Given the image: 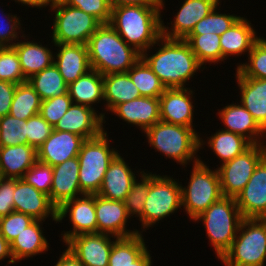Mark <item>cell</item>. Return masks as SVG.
<instances>
[{
	"label": "cell",
	"instance_id": "56",
	"mask_svg": "<svg viewBox=\"0 0 266 266\" xmlns=\"http://www.w3.org/2000/svg\"><path fill=\"white\" fill-rule=\"evenodd\" d=\"M151 255L147 249L137 260L133 262V266H152L153 260H151Z\"/></svg>",
	"mask_w": 266,
	"mask_h": 266
},
{
	"label": "cell",
	"instance_id": "8",
	"mask_svg": "<svg viewBox=\"0 0 266 266\" xmlns=\"http://www.w3.org/2000/svg\"><path fill=\"white\" fill-rule=\"evenodd\" d=\"M55 12L52 17L53 44L87 45L91 35L102 25L94 16L65 4L62 0H54L49 7Z\"/></svg>",
	"mask_w": 266,
	"mask_h": 266
},
{
	"label": "cell",
	"instance_id": "29",
	"mask_svg": "<svg viewBox=\"0 0 266 266\" xmlns=\"http://www.w3.org/2000/svg\"><path fill=\"white\" fill-rule=\"evenodd\" d=\"M30 38L18 40L12 47L16 50L22 72L26 80L49 67L54 62L53 51L48 45H42L40 41H28Z\"/></svg>",
	"mask_w": 266,
	"mask_h": 266
},
{
	"label": "cell",
	"instance_id": "6",
	"mask_svg": "<svg viewBox=\"0 0 266 266\" xmlns=\"http://www.w3.org/2000/svg\"><path fill=\"white\" fill-rule=\"evenodd\" d=\"M220 261L224 266H265L266 219L244 218Z\"/></svg>",
	"mask_w": 266,
	"mask_h": 266
},
{
	"label": "cell",
	"instance_id": "25",
	"mask_svg": "<svg viewBox=\"0 0 266 266\" xmlns=\"http://www.w3.org/2000/svg\"><path fill=\"white\" fill-rule=\"evenodd\" d=\"M54 64L64 81L69 85L91 70L88 47L81 44H54Z\"/></svg>",
	"mask_w": 266,
	"mask_h": 266
},
{
	"label": "cell",
	"instance_id": "11",
	"mask_svg": "<svg viewBox=\"0 0 266 266\" xmlns=\"http://www.w3.org/2000/svg\"><path fill=\"white\" fill-rule=\"evenodd\" d=\"M265 156L266 144H252L240 155L218 166L216 169L223 196L236 198Z\"/></svg>",
	"mask_w": 266,
	"mask_h": 266
},
{
	"label": "cell",
	"instance_id": "47",
	"mask_svg": "<svg viewBox=\"0 0 266 266\" xmlns=\"http://www.w3.org/2000/svg\"><path fill=\"white\" fill-rule=\"evenodd\" d=\"M0 12L3 14L0 18V47H12L19 40V37H23V39L26 37L25 31L21 28V20L17 17V14H5L3 10H0Z\"/></svg>",
	"mask_w": 266,
	"mask_h": 266
},
{
	"label": "cell",
	"instance_id": "27",
	"mask_svg": "<svg viewBox=\"0 0 266 266\" xmlns=\"http://www.w3.org/2000/svg\"><path fill=\"white\" fill-rule=\"evenodd\" d=\"M235 76L241 94L240 103L266 132V79L242 77L237 71Z\"/></svg>",
	"mask_w": 266,
	"mask_h": 266
},
{
	"label": "cell",
	"instance_id": "22",
	"mask_svg": "<svg viewBox=\"0 0 266 266\" xmlns=\"http://www.w3.org/2000/svg\"><path fill=\"white\" fill-rule=\"evenodd\" d=\"M80 164L78 157L53 166L50 201L59 208L65 201L84 195L79 185Z\"/></svg>",
	"mask_w": 266,
	"mask_h": 266
},
{
	"label": "cell",
	"instance_id": "30",
	"mask_svg": "<svg viewBox=\"0 0 266 266\" xmlns=\"http://www.w3.org/2000/svg\"><path fill=\"white\" fill-rule=\"evenodd\" d=\"M43 220H35L10 243V251L15 264L20 260L46 253L48 240L43 232ZM43 229V230H42Z\"/></svg>",
	"mask_w": 266,
	"mask_h": 266
},
{
	"label": "cell",
	"instance_id": "13",
	"mask_svg": "<svg viewBox=\"0 0 266 266\" xmlns=\"http://www.w3.org/2000/svg\"><path fill=\"white\" fill-rule=\"evenodd\" d=\"M113 238L116 237L102 233L80 234L64 245L85 266H108Z\"/></svg>",
	"mask_w": 266,
	"mask_h": 266
},
{
	"label": "cell",
	"instance_id": "26",
	"mask_svg": "<svg viewBox=\"0 0 266 266\" xmlns=\"http://www.w3.org/2000/svg\"><path fill=\"white\" fill-rule=\"evenodd\" d=\"M253 24L246 17H240L228 30L220 35L222 61L229 56H242L252 50L253 45L261 38L257 36Z\"/></svg>",
	"mask_w": 266,
	"mask_h": 266
},
{
	"label": "cell",
	"instance_id": "43",
	"mask_svg": "<svg viewBox=\"0 0 266 266\" xmlns=\"http://www.w3.org/2000/svg\"><path fill=\"white\" fill-rule=\"evenodd\" d=\"M0 80L21 84L27 82L13 47H0Z\"/></svg>",
	"mask_w": 266,
	"mask_h": 266
},
{
	"label": "cell",
	"instance_id": "18",
	"mask_svg": "<svg viewBox=\"0 0 266 266\" xmlns=\"http://www.w3.org/2000/svg\"><path fill=\"white\" fill-rule=\"evenodd\" d=\"M14 210L45 221L51 217L57 223V207L47 194L37 190L24 179H15Z\"/></svg>",
	"mask_w": 266,
	"mask_h": 266
},
{
	"label": "cell",
	"instance_id": "2",
	"mask_svg": "<svg viewBox=\"0 0 266 266\" xmlns=\"http://www.w3.org/2000/svg\"><path fill=\"white\" fill-rule=\"evenodd\" d=\"M162 6H119L112 9L109 24L141 54L161 37Z\"/></svg>",
	"mask_w": 266,
	"mask_h": 266
},
{
	"label": "cell",
	"instance_id": "37",
	"mask_svg": "<svg viewBox=\"0 0 266 266\" xmlns=\"http://www.w3.org/2000/svg\"><path fill=\"white\" fill-rule=\"evenodd\" d=\"M184 40L188 43L202 66H206V63L211 66L212 63L218 64L222 62L220 35L216 33L187 35Z\"/></svg>",
	"mask_w": 266,
	"mask_h": 266
},
{
	"label": "cell",
	"instance_id": "34",
	"mask_svg": "<svg viewBox=\"0 0 266 266\" xmlns=\"http://www.w3.org/2000/svg\"><path fill=\"white\" fill-rule=\"evenodd\" d=\"M147 249L142 233L115 238L109 255L108 266H133V262Z\"/></svg>",
	"mask_w": 266,
	"mask_h": 266
},
{
	"label": "cell",
	"instance_id": "10",
	"mask_svg": "<svg viewBox=\"0 0 266 266\" xmlns=\"http://www.w3.org/2000/svg\"><path fill=\"white\" fill-rule=\"evenodd\" d=\"M157 173L150 179V187L144 204L140 233L174 214L182 207V190L179 181Z\"/></svg>",
	"mask_w": 266,
	"mask_h": 266
},
{
	"label": "cell",
	"instance_id": "45",
	"mask_svg": "<svg viewBox=\"0 0 266 266\" xmlns=\"http://www.w3.org/2000/svg\"><path fill=\"white\" fill-rule=\"evenodd\" d=\"M34 221L35 219L30 215L13 211L0 218V235L11 243L17 235Z\"/></svg>",
	"mask_w": 266,
	"mask_h": 266
},
{
	"label": "cell",
	"instance_id": "20",
	"mask_svg": "<svg viewBox=\"0 0 266 266\" xmlns=\"http://www.w3.org/2000/svg\"><path fill=\"white\" fill-rule=\"evenodd\" d=\"M86 139L67 132L53 130L50 136L37 149V161L52 167L77 157Z\"/></svg>",
	"mask_w": 266,
	"mask_h": 266
},
{
	"label": "cell",
	"instance_id": "19",
	"mask_svg": "<svg viewBox=\"0 0 266 266\" xmlns=\"http://www.w3.org/2000/svg\"><path fill=\"white\" fill-rule=\"evenodd\" d=\"M95 213L97 233L108 234L116 238L140 233L139 229L128 230L126 228L130 217L123 201L108 200L95 194Z\"/></svg>",
	"mask_w": 266,
	"mask_h": 266
},
{
	"label": "cell",
	"instance_id": "53",
	"mask_svg": "<svg viewBox=\"0 0 266 266\" xmlns=\"http://www.w3.org/2000/svg\"><path fill=\"white\" fill-rule=\"evenodd\" d=\"M64 250L54 266H85L67 248Z\"/></svg>",
	"mask_w": 266,
	"mask_h": 266
},
{
	"label": "cell",
	"instance_id": "39",
	"mask_svg": "<svg viewBox=\"0 0 266 266\" xmlns=\"http://www.w3.org/2000/svg\"><path fill=\"white\" fill-rule=\"evenodd\" d=\"M138 172H140L138 176L140 177V181H138V179L133 181L131 190L123 202L129 217H138V220H140L143 217L144 204L149 193L150 179L155 173L152 174L151 172L149 173V171L147 173V171L145 172L144 170L137 171V173Z\"/></svg>",
	"mask_w": 266,
	"mask_h": 266
},
{
	"label": "cell",
	"instance_id": "46",
	"mask_svg": "<svg viewBox=\"0 0 266 266\" xmlns=\"http://www.w3.org/2000/svg\"><path fill=\"white\" fill-rule=\"evenodd\" d=\"M22 179L49 196L53 180V167L37 161Z\"/></svg>",
	"mask_w": 266,
	"mask_h": 266
},
{
	"label": "cell",
	"instance_id": "15",
	"mask_svg": "<svg viewBox=\"0 0 266 266\" xmlns=\"http://www.w3.org/2000/svg\"><path fill=\"white\" fill-rule=\"evenodd\" d=\"M220 0H184L177 10L171 27L161 20V36L169 39H184L202 18L206 17Z\"/></svg>",
	"mask_w": 266,
	"mask_h": 266
},
{
	"label": "cell",
	"instance_id": "40",
	"mask_svg": "<svg viewBox=\"0 0 266 266\" xmlns=\"http://www.w3.org/2000/svg\"><path fill=\"white\" fill-rule=\"evenodd\" d=\"M248 62L238 63L236 71L242 77L266 79V39L261 37L247 55Z\"/></svg>",
	"mask_w": 266,
	"mask_h": 266
},
{
	"label": "cell",
	"instance_id": "32",
	"mask_svg": "<svg viewBox=\"0 0 266 266\" xmlns=\"http://www.w3.org/2000/svg\"><path fill=\"white\" fill-rule=\"evenodd\" d=\"M104 104L107 111L116 105L141 97L128 73L103 75Z\"/></svg>",
	"mask_w": 266,
	"mask_h": 266
},
{
	"label": "cell",
	"instance_id": "48",
	"mask_svg": "<svg viewBox=\"0 0 266 266\" xmlns=\"http://www.w3.org/2000/svg\"><path fill=\"white\" fill-rule=\"evenodd\" d=\"M65 4L78 8L94 16L101 24H109L112 9L108 0H62Z\"/></svg>",
	"mask_w": 266,
	"mask_h": 266
},
{
	"label": "cell",
	"instance_id": "38",
	"mask_svg": "<svg viewBox=\"0 0 266 266\" xmlns=\"http://www.w3.org/2000/svg\"><path fill=\"white\" fill-rule=\"evenodd\" d=\"M41 98L28 82L17 84L9 115L27 120L40 112Z\"/></svg>",
	"mask_w": 266,
	"mask_h": 266
},
{
	"label": "cell",
	"instance_id": "55",
	"mask_svg": "<svg viewBox=\"0 0 266 266\" xmlns=\"http://www.w3.org/2000/svg\"><path fill=\"white\" fill-rule=\"evenodd\" d=\"M16 3L18 2V4L20 5H25L28 7H33V8H37L40 9L41 8H46L48 5L51 6L54 2V0H14Z\"/></svg>",
	"mask_w": 266,
	"mask_h": 266
},
{
	"label": "cell",
	"instance_id": "35",
	"mask_svg": "<svg viewBox=\"0 0 266 266\" xmlns=\"http://www.w3.org/2000/svg\"><path fill=\"white\" fill-rule=\"evenodd\" d=\"M27 82L38 93L42 101L68 93V84L54 63L30 77Z\"/></svg>",
	"mask_w": 266,
	"mask_h": 266
},
{
	"label": "cell",
	"instance_id": "7",
	"mask_svg": "<svg viewBox=\"0 0 266 266\" xmlns=\"http://www.w3.org/2000/svg\"><path fill=\"white\" fill-rule=\"evenodd\" d=\"M110 140L104 130L97 137L86 139L82 144L77 157L80 164L79 185L84 194L99 192L107 168L119 154V150L110 146Z\"/></svg>",
	"mask_w": 266,
	"mask_h": 266
},
{
	"label": "cell",
	"instance_id": "51",
	"mask_svg": "<svg viewBox=\"0 0 266 266\" xmlns=\"http://www.w3.org/2000/svg\"><path fill=\"white\" fill-rule=\"evenodd\" d=\"M17 84L0 80V118L8 115Z\"/></svg>",
	"mask_w": 266,
	"mask_h": 266
},
{
	"label": "cell",
	"instance_id": "24",
	"mask_svg": "<svg viewBox=\"0 0 266 266\" xmlns=\"http://www.w3.org/2000/svg\"><path fill=\"white\" fill-rule=\"evenodd\" d=\"M132 170L124 157L118 154L107 168L97 195L108 200L124 201L137 178L135 175H138Z\"/></svg>",
	"mask_w": 266,
	"mask_h": 266
},
{
	"label": "cell",
	"instance_id": "16",
	"mask_svg": "<svg viewBox=\"0 0 266 266\" xmlns=\"http://www.w3.org/2000/svg\"><path fill=\"white\" fill-rule=\"evenodd\" d=\"M235 199L243 218L266 219V156Z\"/></svg>",
	"mask_w": 266,
	"mask_h": 266
},
{
	"label": "cell",
	"instance_id": "31",
	"mask_svg": "<svg viewBox=\"0 0 266 266\" xmlns=\"http://www.w3.org/2000/svg\"><path fill=\"white\" fill-rule=\"evenodd\" d=\"M68 93L73 103L94 108L93 105L104 101L103 75L91 69L68 85Z\"/></svg>",
	"mask_w": 266,
	"mask_h": 266
},
{
	"label": "cell",
	"instance_id": "54",
	"mask_svg": "<svg viewBox=\"0 0 266 266\" xmlns=\"http://www.w3.org/2000/svg\"><path fill=\"white\" fill-rule=\"evenodd\" d=\"M5 258H10L8 264H14V260L10 251V243L0 235V261L5 260Z\"/></svg>",
	"mask_w": 266,
	"mask_h": 266
},
{
	"label": "cell",
	"instance_id": "44",
	"mask_svg": "<svg viewBox=\"0 0 266 266\" xmlns=\"http://www.w3.org/2000/svg\"><path fill=\"white\" fill-rule=\"evenodd\" d=\"M72 103L69 93L48 98L41 102L39 114L54 128Z\"/></svg>",
	"mask_w": 266,
	"mask_h": 266
},
{
	"label": "cell",
	"instance_id": "50",
	"mask_svg": "<svg viewBox=\"0 0 266 266\" xmlns=\"http://www.w3.org/2000/svg\"><path fill=\"white\" fill-rule=\"evenodd\" d=\"M15 178L0 177V218L14 210Z\"/></svg>",
	"mask_w": 266,
	"mask_h": 266
},
{
	"label": "cell",
	"instance_id": "21",
	"mask_svg": "<svg viewBox=\"0 0 266 266\" xmlns=\"http://www.w3.org/2000/svg\"><path fill=\"white\" fill-rule=\"evenodd\" d=\"M217 114L225 126L222 128L223 130L236 133L247 139L251 144H266L264 142L266 132L241 103L226 105L222 109H218Z\"/></svg>",
	"mask_w": 266,
	"mask_h": 266
},
{
	"label": "cell",
	"instance_id": "9",
	"mask_svg": "<svg viewBox=\"0 0 266 266\" xmlns=\"http://www.w3.org/2000/svg\"><path fill=\"white\" fill-rule=\"evenodd\" d=\"M199 158L198 163H192L187 186H181L182 207L190 220L197 218L223 196L217 169L211 170Z\"/></svg>",
	"mask_w": 266,
	"mask_h": 266
},
{
	"label": "cell",
	"instance_id": "4",
	"mask_svg": "<svg viewBox=\"0 0 266 266\" xmlns=\"http://www.w3.org/2000/svg\"><path fill=\"white\" fill-rule=\"evenodd\" d=\"M192 127L170 124L158 121L144 132L150 147L177 162V164L187 167L189 162L198 163L200 156V134Z\"/></svg>",
	"mask_w": 266,
	"mask_h": 266
},
{
	"label": "cell",
	"instance_id": "5",
	"mask_svg": "<svg viewBox=\"0 0 266 266\" xmlns=\"http://www.w3.org/2000/svg\"><path fill=\"white\" fill-rule=\"evenodd\" d=\"M236 199L222 196L193 222L201 221L215 254L220 259L231 247L243 220Z\"/></svg>",
	"mask_w": 266,
	"mask_h": 266
},
{
	"label": "cell",
	"instance_id": "41",
	"mask_svg": "<svg viewBox=\"0 0 266 266\" xmlns=\"http://www.w3.org/2000/svg\"><path fill=\"white\" fill-rule=\"evenodd\" d=\"M216 6L206 17L202 18L193 27L188 35H202L208 33L223 34L228 30L241 16L230 13H219Z\"/></svg>",
	"mask_w": 266,
	"mask_h": 266
},
{
	"label": "cell",
	"instance_id": "42",
	"mask_svg": "<svg viewBox=\"0 0 266 266\" xmlns=\"http://www.w3.org/2000/svg\"><path fill=\"white\" fill-rule=\"evenodd\" d=\"M27 120L5 115L0 118V147L27 144Z\"/></svg>",
	"mask_w": 266,
	"mask_h": 266
},
{
	"label": "cell",
	"instance_id": "1",
	"mask_svg": "<svg viewBox=\"0 0 266 266\" xmlns=\"http://www.w3.org/2000/svg\"><path fill=\"white\" fill-rule=\"evenodd\" d=\"M159 46L149 54L152 47L141 54V58L158 76L166 88H187L186 82L196 72L207 67L202 66L184 39H169L161 36ZM154 53V54H153ZM150 55V56H149Z\"/></svg>",
	"mask_w": 266,
	"mask_h": 266
},
{
	"label": "cell",
	"instance_id": "33",
	"mask_svg": "<svg viewBox=\"0 0 266 266\" xmlns=\"http://www.w3.org/2000/svg\"><path fill=\"white\" fill-rule=\"evenodd\" d=\"M207 139L208 142L200 137V150L204 148V145H208L210 150L214 152L213 154L216 155L222 163L232 160L252 145L244 137L223 129H219L215 134L207 137Z\"/></svg>",
	"mask_w": 266,
	"mask_h": 266
},
{
	"label": "cell",
	"instance_id": "23",
	"mask_svg": "<svg viewBox=\"0 0 266 266\" xmlns=\"http://www.w3.org/2000/svg\"><path fill=\"white\" fill-rule=\"evenodd\" d=\"M110 112L122 121L140 128L142 133L160 121L159 98L139 97L116 105Z\"/></svg>",
	"mask_w": 266,
	"mask_h": 266
},
{
	"label": "cell",
	"instance_id": "52",
	"mask_svg": "<svg viewBox=\"0 0 266 266\" xmlns=\"http://www.w3.org/2000/svg\"><path fill=\"white\" fill-rule=\"evenodd\" d=\"M111 9H114L119 6H162V9L165 8L164 0H108Z\"/></svg>",
	"mask_w": 266,
	"mask_h": 266
},
{
	"label": "cell",
	"instance_id": "36",
	"mask_svg": "<svg viewBox=\"0 0 266 266\" xmlns=\"http://www.w3.org/2000/svg\"><path fill=\"white\" fill-rule=\"evenodd\" d=\"M127 73L143 97L159 98L167 89L142 58Z\"/></svg>",
	"mask_w": 266,
	"mask_h": 266
},
{
	"label": "cell",
	"instance_id": "17",
	"mask_svg": "<svg viewBox=\"0 0 266 266\" xmlns=\"http://www.w3.org/2000/svg\"><path fill=\"white\" fill-rule=\"evenodd\" d=\"M194 93L189 87L167 88L159 97L160 121L195 129V106L192 101Z\"/></svg>",
	"mask_w": 266,
	"mask_h": 266
},
{
	"label": "cell",
	"instance_id": "49",
	"mask_svg": "<svg viewBox=\"0 0 266 266\" xmlns=\"http://www.w3.org/2000/svg\"><path fill=\"white\" fill-rule=\"evenodd\" d=\"M54 128L38 113L27 119V144L36 150L50 136Z\"/></svg>",
	"mask_w": 266,
	"mask_h": 266
},
{
	"label": "cell",
	"instance_id": "3",
	"mask_svg": "<svg viewBox=\"0 0 266 266\" xmlns=\"http://www.w3.org/2000/svg\"><path fill=\"white\" fill-rule=\"evenodd\" d=\"M87 47L91 69L102 75L127 73L141 58V53L128 45L110 24H102L91 35Z\"/></svg>",
	"mask_w": 266,
	"mask_h": 266
},
{
	"label": "cell",
	"instance_id": "14",
	"mask_svg": "<svg viewBox=\"0 0 266 266\" xmlns=\"http://www.w3.org/2000/svg\"><path fill=\"white\" fill-rule=\"evenodd\" d=\"M105 113H97L95 109L72 103L68 111L55 125L54 130L67 131L85 139L97 137L104 131Z\"/></svg>",
	"mask_w": 266,
	"mask_h": 266
},
{
	"label": "cell",
	"instance_id": "28",
	"mask_svg": "<svg viewBox=\"0 0 266 266\" xmlns=\"http://www.w3.org/2000/svg\"><path fill=\"white\" fill-rule=\"evenodd\" d=\"M37 162V150L29 144L0 147V177L23 178Z\"/></svg>",
	"mask_w": 266,
	"mask_h": 266
},
{
	"label": "cell",
	"instance_id": "12",
	"mask_svg": "<svg viewBox=\"0 0 266 266\" xmlns=\"http://www.w3.org/2000/svg\"><path fill=\"white\" fill-rule=\"evenodd\" d=\"M69 218L72 230L61 233L62 242L80 235L97 233V218L95 213V194H84L65 201L57 208V222Z\"/></svg>",
	"mask_w": 266,
	"mask_h": 266
}]
</instances>
